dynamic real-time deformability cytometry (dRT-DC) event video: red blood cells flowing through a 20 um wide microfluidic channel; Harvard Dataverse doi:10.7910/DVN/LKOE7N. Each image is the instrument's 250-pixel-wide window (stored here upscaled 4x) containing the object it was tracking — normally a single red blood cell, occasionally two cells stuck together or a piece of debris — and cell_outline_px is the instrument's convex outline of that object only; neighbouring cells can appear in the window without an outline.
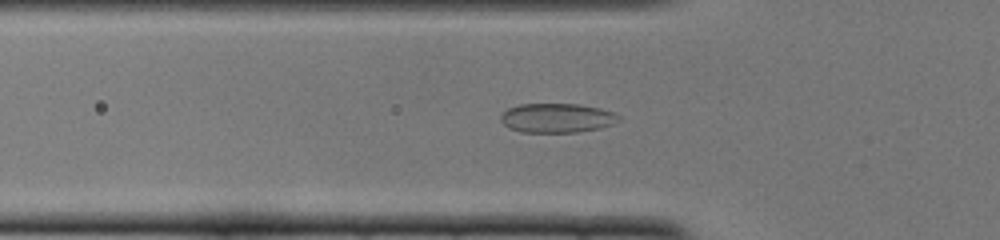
{"species": "common noctule bat (a hibernating species)", "species_latin": "Nyctalus noctula", "temperature_condition": "cold", "stored_images_in_passage": 36, "camera_frame_rate_fps": 3000, "um_per_image_px": 0.085, "animal": {"sex": "female", "body_mass_g": 22.0, "forearm_length_mm": 56.7}, "frame": {"image": 1, "passage_image": 7, "time_ms": 2.0, "image_size_px": [1000, 240], "cell_outline_px": [[620, 116], [612, 124], [600, 128], [576, 132], [520, 132], [508, 128], [500, 120], [500, 116], [508, 108], [520, 104], [580, 104], [600, 108], [616, 112]], "centroid_in_image_um": [47.32, 10.02], "position_along_channel_um": 78.5, "area_um2": 20.17}}
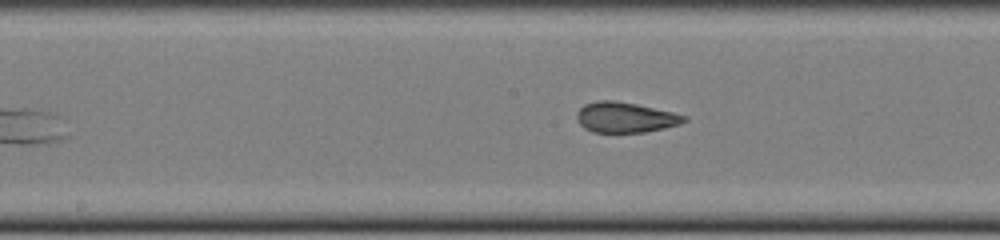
{"frame": {"image": 2, "passage_image": 16, "time_ms": 5.0, "image_size_px": [1000, 240], "cell_outline_px": [[688, 120], [680, 124], [664, 128], [644, 132], [592, 132], [584, 128], [580, 124], [576, 116], [580, 108], [584, 104], [596, 100], [616, 100], [636, 104], [672, 112], [684, 116]], "centroid_in_image_um": [53.12, 9.97], "position_along_channel_um": 195.1, "area_um2": 18.9}}
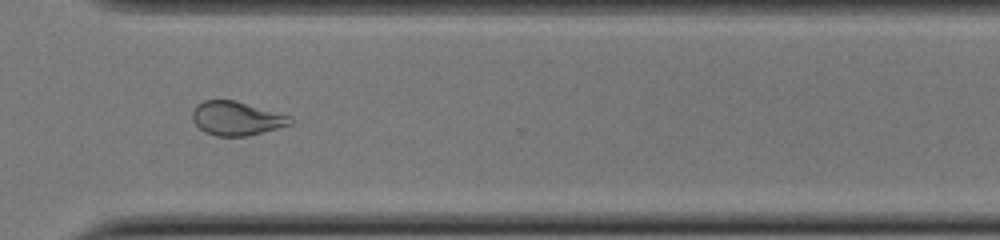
{"frame": {"image": 3, "passage_image": 28, "time_ms": 9.0, "image_size_px": [1000, 240], "cell_outline_px": [[292, 124], [248, 136], [216, 136], [204, 132], [192, 120], [192, 112], [196, 104], [204, 100], [236, 100], [292, 116]], "centroid_in_image_um": [20.1, 10.06], "position_along_channel_um": 350.5, "area_um2": 19.48}, "authors_computed_cell_mechanics": {"area_um2": 19.2474, "velocity_mm_per_s": 3.8779, "shape_relaxation_time_tau1_ms": null, "shape_relaxation_time_tau2_ms": 1.3092, "deformation_change_tau1": null, "deformation_change_tau2": 0.0689}}